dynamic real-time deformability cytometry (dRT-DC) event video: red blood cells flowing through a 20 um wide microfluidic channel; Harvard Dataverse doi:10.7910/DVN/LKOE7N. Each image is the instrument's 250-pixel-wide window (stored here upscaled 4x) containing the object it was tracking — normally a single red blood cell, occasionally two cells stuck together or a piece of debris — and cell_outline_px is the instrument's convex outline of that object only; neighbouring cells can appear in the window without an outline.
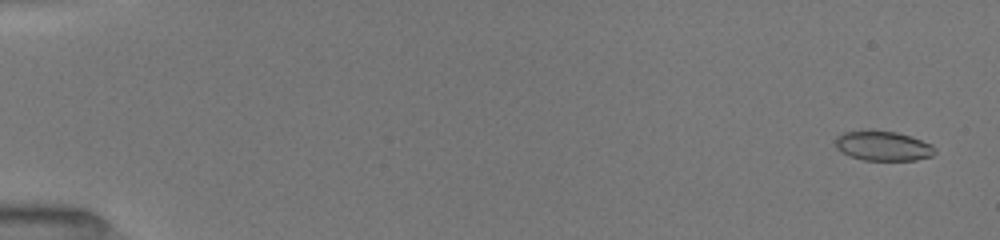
{"species": "common noctule bat (a hibernating species)", "species_latin": "Nyctalus noctula", "temperature_condition": "room temperature", "stored_images_in_passage": 53, "camera_frame_rate_fps": 3000, "um_per_image_px": 0.085, "animal": {"sex": "female", "body_mass_g": 19.5, "forearm_length_mm": 54.1}, "frame": {"image": 1, "passage_image": 3, "time_ms": 0.667, "image_size_px": [1000, 240], "cell_outline_px": [[936, 152], [932, 156], [916, 160], [864, 160], [848, 156], [836, 148], [836, 136], [844, 132], [868, 128], [896, 132], [932, 144], [936, 148]], "centroid_in_image_um": [75.03, 12.38], "position_along_channel_um": 10.0, "area_um2": 17.57}}
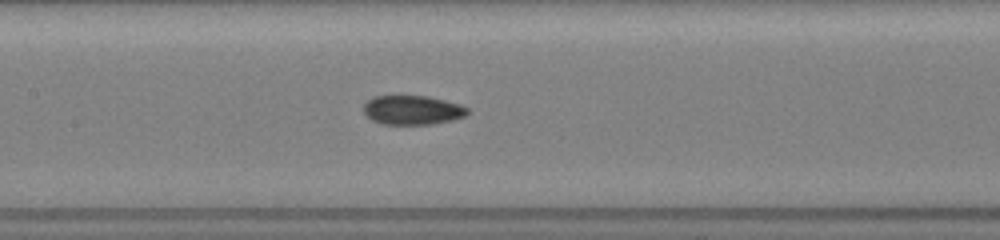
{"frame": {"image": 2, "passage_image": 27, "time_ms": 8.667, "image_size_px": [1000, 240], "cell_outline_px": [[468, 112], [464, 116], [452, 120], [432, 124], [380, 124], [372, 120], [364, 112], [364, 104], [372, 96], [428, 96], [460, 104], [468, 108]], "centroid_in_image_um": [35.05, 9.35], "position_along_channel_um": 172.4, "area_um2": 17.63}}
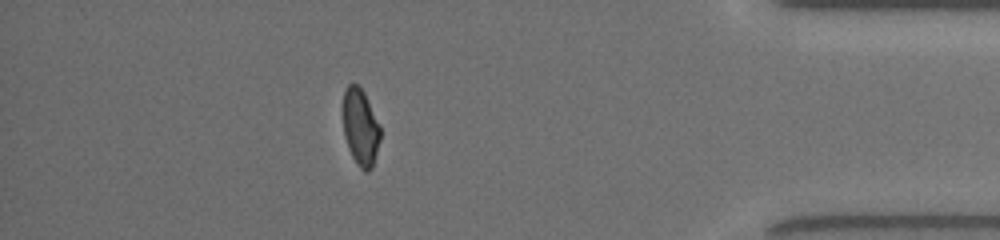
{"frame": {"image": 3, "passage_image": 47, "time_ms": 15.333, "image_size_px": [1000, 240], "cell_outline_px": [[380, 140], [372, 168], [368, 172], [364, 172], [356, 164], [348, 148], [344, 136], [344, 88], [348, 84], [356, 84], [364, 92], [380, 124]], "centroid_in_image_um": [30.65, 10.84], "position_along_channel_um": 404.5, "area_um2": 16.7}, "authors_computed_cell_mechanics": {"area_um2": 17.8602, "velocity_mm_per_s": 4.0298, "shape_relaxation_time_tau1_ms": null, "shape_relaxation_time_tau2_ms": 1.6831, "deformation_change_tau1": null, "deformation_change_tau2": 0.0467}}